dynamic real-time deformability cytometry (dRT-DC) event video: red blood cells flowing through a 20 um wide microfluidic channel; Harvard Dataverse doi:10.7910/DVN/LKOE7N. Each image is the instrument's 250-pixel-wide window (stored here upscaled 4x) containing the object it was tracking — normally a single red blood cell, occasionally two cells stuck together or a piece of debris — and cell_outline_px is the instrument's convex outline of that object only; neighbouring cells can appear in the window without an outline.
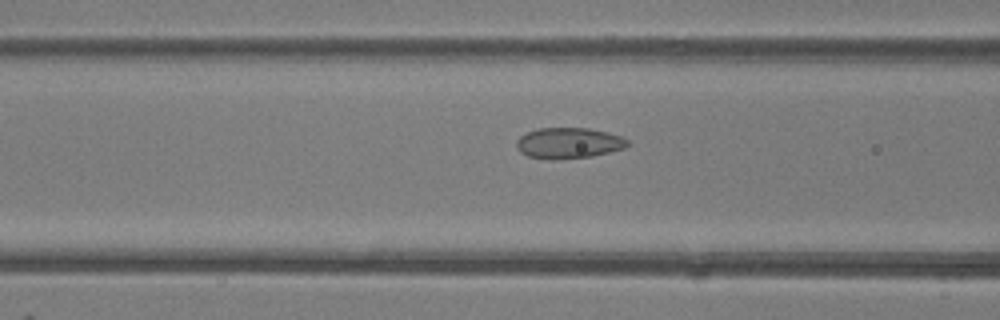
{"species": "common noctule bat (a hibernating species)", "species_latin": "Nyctalus noctula", "temperature_condition": "room temperature", "stored_images_in_passage": 49, "camera_frame_rate_fps": 3000, "um_per_image_px": 0.085, "animal": {"sex": "female"}, "frame": {"image": 1, "passage_image": 20, "time_ms": 6.333, "image_size_px": [1000, 320], "cell_outline_px": [[628, 144], [624, 148], [592, 156], [556, 160], [552, 160], [528, 156], [520, 152], [516, 148], [516, 140], [520, 136], [536, 128], [588, 128], [608, 132], [620, 136], [628, 140]], "centroid_in_image_um": [48.3, 12.16], "position_along_channel_um": 118.3, "area_um2": 20.0}}
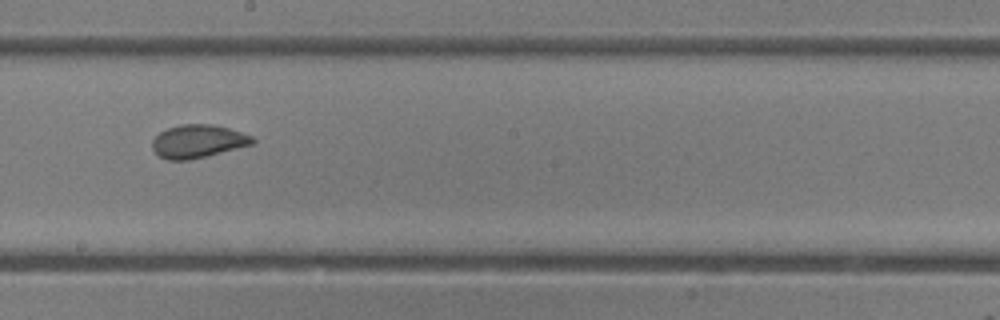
{"frame": {"image": 2, "passage_image": 28, "time_ms": 9.0, "image_size_px": [1000, 320], "cell_outline_px": [[256, 140], [252, 144], [208, 156], [188, 160], [168, 160], [160, 156], [152, 148], [152, 140], [160, 132], [168, 128], [180, 124], [212, 124], [228, 128], [252, 136]], "centroid_in_image_um": [16.82, 12.01], "position_along_channel_um": 231.4, "area_um2": 19.25}}
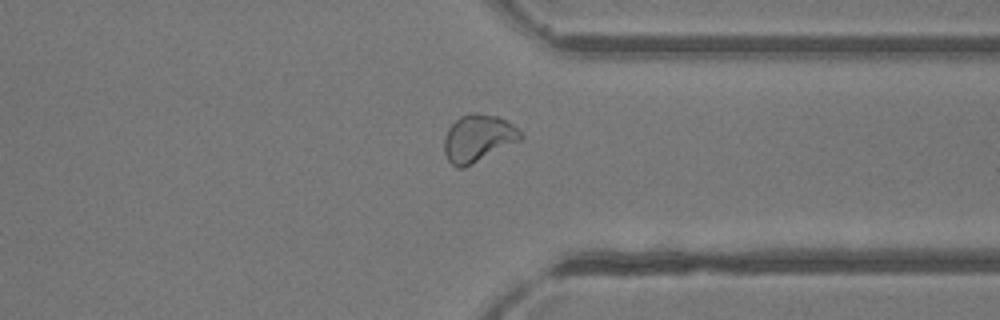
{"frame": {"image": 3, "passage_image": 38, "time_ms": 12.333, "image_size_px": [1000, 320], "cell_outline_px": [[524, 136], [520, 140], [464, 168], [456, 168], [448, 160], [444, 152], [444, 136], [448, 128], [460, 116], [468, 112], [476, 112], [496, 116], [504, 120], [516, 128]], "centroid_in_image_um": [40.59, 11.75], "position_along_channel_um": 370.8, "area_um2": 20.87}, "authors_computed_cell_mechanics": {"area_um2": 21.1548, "velocity_mm_per_s": 4.2425, "shape_relaxation_time_tau1_ms": null, "shape_relaxation_time_tau2_ms": 1.0527, "deformation_change_tau1": null, "deformation_change_tau2": 0.0641}}